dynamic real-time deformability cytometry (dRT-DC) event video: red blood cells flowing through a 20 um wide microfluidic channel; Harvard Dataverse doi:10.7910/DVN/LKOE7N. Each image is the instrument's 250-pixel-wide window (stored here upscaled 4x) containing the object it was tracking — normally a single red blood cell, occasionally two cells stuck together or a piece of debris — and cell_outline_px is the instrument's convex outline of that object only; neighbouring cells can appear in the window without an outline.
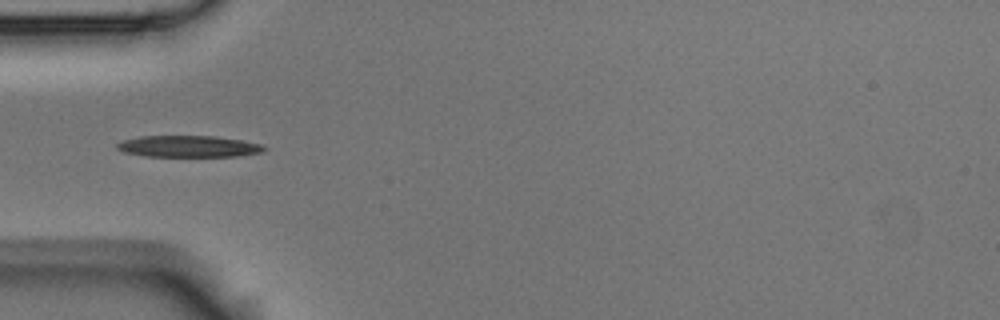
{"species": "Egyptian fruit bat (a non-hibernating species)", "species_latin": "Rousettus aegyptiacus", "temperature_condition": "room temperature", "stored_images_in_passage": 6, "segment_of_instrument_passage": [2, 2], "camera_frame_rate_fps": 3000, "um_per_image_px": 0.085, "animal": {"sex": "male"}, "frame": {"image": 1, "passage_image": 6, "time_ms": 1.667, "image_size_px": [1000, 320], "cell_outline_px": [[268, 148], [264, 152], [240, 156], [144, 156], [124, 152], [116, 148], [116, 144], [124, 140], [140, 136], [212, 136], [240, 140], [260, 144]], "centroid_in_image_um": [16.04, 12.45], "position_along_channel_um": 69.0, "area_um2": 18.38}}